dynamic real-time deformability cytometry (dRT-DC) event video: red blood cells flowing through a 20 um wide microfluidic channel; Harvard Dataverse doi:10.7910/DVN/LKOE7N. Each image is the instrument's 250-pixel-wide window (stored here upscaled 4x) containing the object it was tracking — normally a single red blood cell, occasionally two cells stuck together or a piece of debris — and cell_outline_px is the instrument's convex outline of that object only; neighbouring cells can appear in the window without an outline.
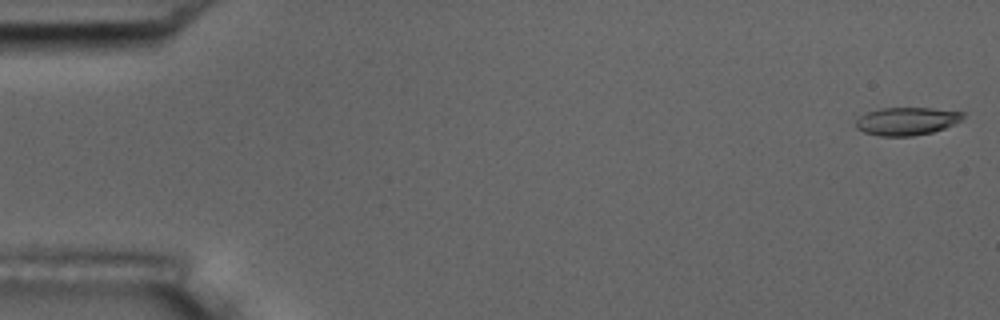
{"species": "common noctule bat (a hibernating species)", "species_latin": "Nyctalus noctula", "temperature_condition": "room temperature", "stored_images_in_passage": 15, "camera_frame_rate_fps": 3000, "um_per_image_px": 0.085, "animal": {"sex": "male", "body_mass_g": 17.5, "forearm_length_mm": 52.3}, "frame": {"image": 1, "passage_image": 1, "time_ms": 0.0, "image_size_px": [1000, 320], "cell_outline_px": [[964, 116], [960, 120], [944, 128], [932, 132], [912, 136], [880, 136], [864, 132], [856, 128], [856, 120], [864, 112], [880, 108], [932, 108], [964, 112]], "centroid_in_image_um": [77.03, 10.29], "position_along_channel_um": 8.0, "area_um2": 17.4}}
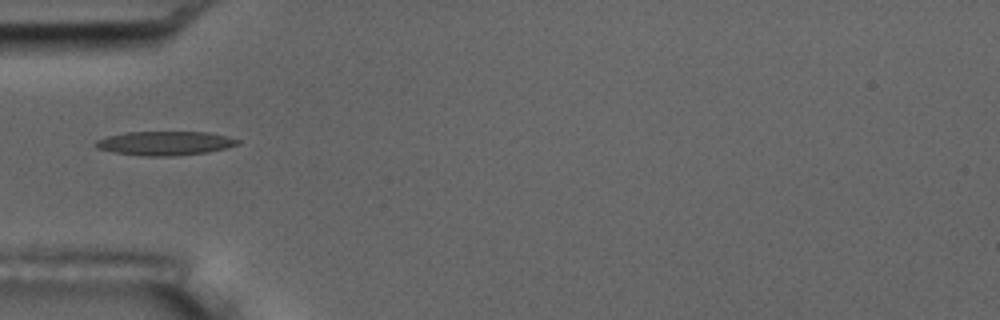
{"frame": {"image": 2, "passage_image": 5, "time_ms": 5.667, "image_size_px": [1000, 320], "cell_outline_px": [[240, 144], [228, 148], [208, 152], [172, 156], [144, 156], [112, 152], [96, 148], [92, 144], [96, 140], [108, 136], [128, 132], [208, 132], [228, 136], [240, 140]], "centroid_in_image_um": [14.03, 12.18], "position_along_channel_um": 71.0, "area_um2": 20.06}}
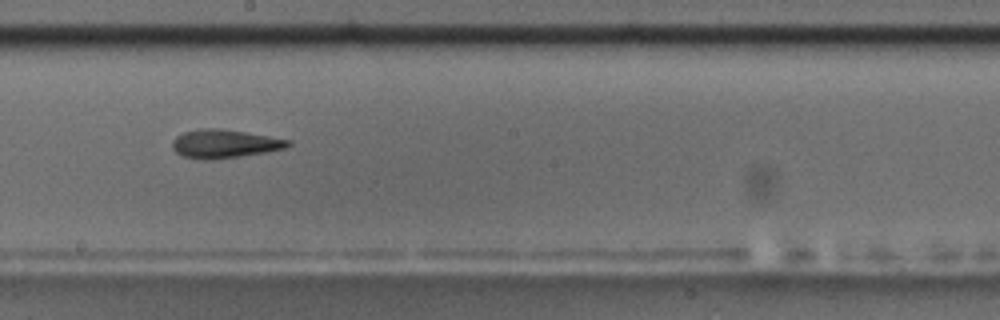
{"frame": {"image": 3, "passage_image": 9, "time_ms": 10.0, "image_size_px": [1000, 320], "cell_outline_px": [[292, 144], [288, 148], [240, 156], [212, 160], [204, 160], [184, 156], [176, 152], [172, 148], [172, 140], [176, 136], [184, 132], [200, 128], [220, 128], [292, 140]], "centroid_in_image_um": [19.09, 12.22], "position_along_channel_um": 229.1, "area_um2": 19.25}, "authors_computed_cell_mechanics": {"area_um2": 18.4382, "velocity_mm_per_s": 3.6524, "shape_relaxation_time_tau1_ms": 5.2487, "shape_relaxation_time_tau2_ms": 5.6567, "deformation_change_tau1": 0.1527, "deformation_change_tau2": 0.1726}}